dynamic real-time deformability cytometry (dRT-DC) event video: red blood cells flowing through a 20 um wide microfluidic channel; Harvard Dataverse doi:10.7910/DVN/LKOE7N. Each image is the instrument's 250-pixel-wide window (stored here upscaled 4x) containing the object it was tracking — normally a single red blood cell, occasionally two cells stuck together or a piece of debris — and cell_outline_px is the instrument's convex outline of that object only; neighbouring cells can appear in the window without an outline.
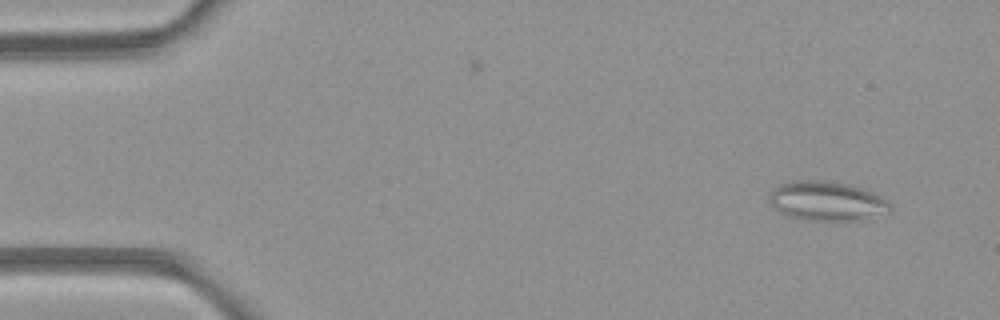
{"species": "common noctule bat (a hibernating species)", "species_latin": "Nyctalus noctula", "temperature_condition": "room temperature", "stored_images_in_passage": 2, "camera_frame_rate_fps": 3000, "um_per_image_px": 0.085, "animal": {"sex": "female", "body_mass_g": 21.9}, "frame": {"image": 1, "passage_image": 2, "time_ms": 1.333, "image_size_px": [1000, 320], "cell_outline_px": [[892, 208], [888, 212], [860, 220], [800, 220], [788, 216], [780, 212], [768, 200], [768, 196], [772, 188], [780, 184], [796, 180], [828, 180], [852, 184], [868, 188], [880, 196]], "centroid_in_image_um": [70.26, 17.06], "position_along_channel_um": 14.7, "area_um2": 28.09}}